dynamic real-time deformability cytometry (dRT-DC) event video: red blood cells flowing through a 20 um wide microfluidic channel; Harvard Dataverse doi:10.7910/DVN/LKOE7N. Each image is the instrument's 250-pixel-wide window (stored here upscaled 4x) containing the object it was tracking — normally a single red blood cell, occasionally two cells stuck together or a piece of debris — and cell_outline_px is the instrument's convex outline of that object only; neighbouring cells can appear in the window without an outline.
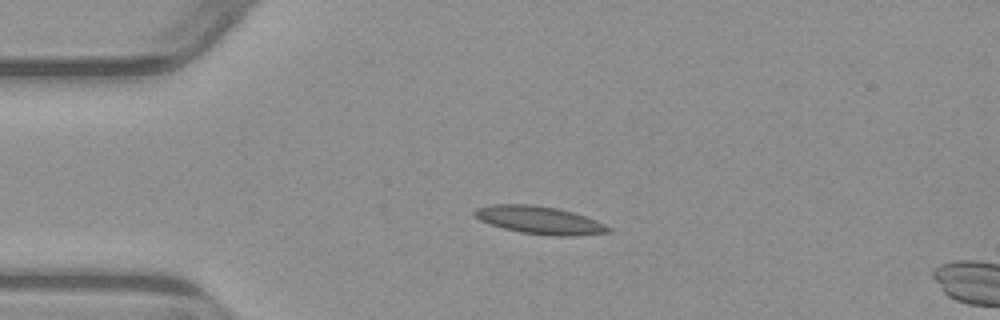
{"species": "common noctule bat (a hibernating species)", "species_latin": "Nyctalus noctula", "temperature_condition": "warm", "stored_images_in_passage": 2, "camera_frame_rate_fps": 3000, "um_per_image_px": 0.085, "animal": {"sex": "male", "body_mass_g": 23.1, "forearm_length_mm": 52.7}, "frame": {"image": 1, "passage_image": 1, "time_ms": 0.0, "image_size_px": [1000, 320], "cell_outline_px": [[612, 232], [576, 236], [552, 236], [520, 232], [488, 224], [480, 220], [472, 212], [476, 208], [492, 204], [532, 204], [556, 208], [572, 212], [596, 220], [612, 228]], "centroid_in_image_um": [45.86, 18.71], "position_along_channel_um": 39.1, "area_um2": 21.73}}